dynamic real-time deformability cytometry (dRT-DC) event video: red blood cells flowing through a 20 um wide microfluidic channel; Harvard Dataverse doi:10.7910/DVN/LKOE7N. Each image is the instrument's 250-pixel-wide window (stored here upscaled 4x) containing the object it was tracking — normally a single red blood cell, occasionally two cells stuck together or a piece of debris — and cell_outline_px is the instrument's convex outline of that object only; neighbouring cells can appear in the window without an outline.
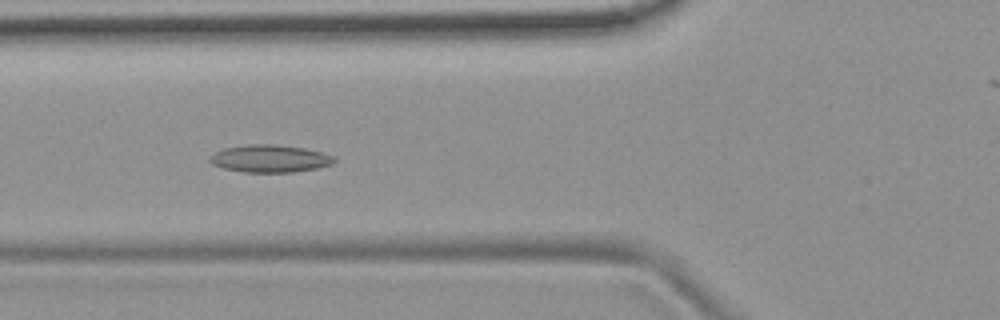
{"species": "common noctule bat (a hibernating species)", "species_latin": "Nyctalus noctula", "temperature_condition": "room temperature", "stored_images_in_passage": 47, "camera_frame_rate_fps": 3000, "um_per_image_px": 0.085, "animal": {"sex": "female", "body_mass_g": 19.9}, "frame": {"image": 1, "passage_image": 19, "time_ms": 6.0, "image_size_px": [1000, 320], "cell_outline_px": [[336, 160], [332, 164], [316, 168], [292, 172], [244, 172], [224, 168], [212, 164], [208, 160], [208, 156], [224, 148], [248, 144], [276, 144], [304, 148], [320, 152], [332, 156]], "centroid_in_image_um": [22.9, 13.47], "position_along_channel_um": 102.9, "area_um2": 19.83}}
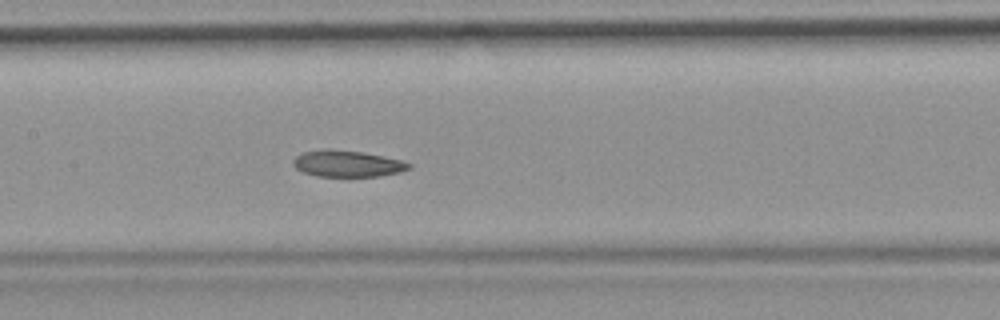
{"frame": {"image": 2, "passage_image": 25, "time_ms": 8.0, "image_size_px": [1000, 320], "cell_outline_px": [[412, 168], [400, 172], [380, 176], [316, 176], [304, 172], [296, 168], [292, 164], [292, 160], [296, 156], [304, 152], [324, 148], [332, 148], [360, 152], [384, 156], [404, 160], [412, 164]], "centroid_in_image_um": [29.54, 13.9], "position_along_channel_um": 177.9, "area_um2": 18.03}}
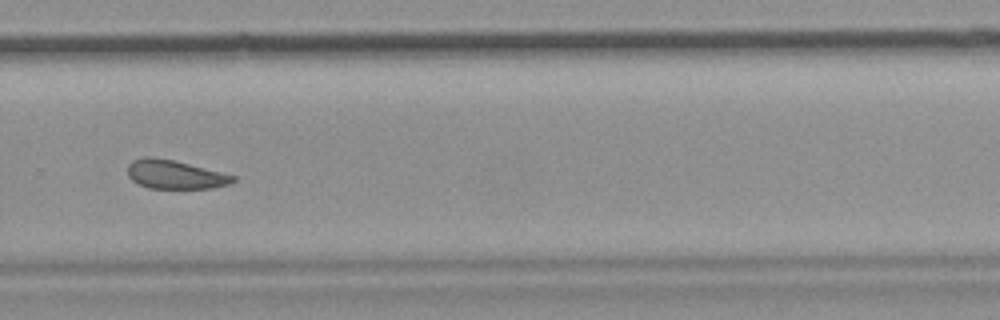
{"frame": {"image": 3, "passage_image": 36, "time_ms": 11.667, "image_size_px": [1000, 320], "cell_outline_px": [[236, 180], [228, 184], [212, 188], [148, 188], [132, 180], [128, 176], [128, 164], [132, 160], [144, 156], [152, 156], [172, 160], [236, 176]], "centroid_in_image_um": [14.83, 14.83], "position_along_channel_um": 315.0, "area_um2": 17.46}, "authors_computed_cell_mechanics": {"area_um2": 19.8832, "velocity_mm_per_s": 3.7536, "shape_relaxation_time_tau1_ms": null, "shape_relaxation_time_tau2_ms": 3.0438, "deformation_change_tau1": null, "deformation_change_tau2": 0.0993}}